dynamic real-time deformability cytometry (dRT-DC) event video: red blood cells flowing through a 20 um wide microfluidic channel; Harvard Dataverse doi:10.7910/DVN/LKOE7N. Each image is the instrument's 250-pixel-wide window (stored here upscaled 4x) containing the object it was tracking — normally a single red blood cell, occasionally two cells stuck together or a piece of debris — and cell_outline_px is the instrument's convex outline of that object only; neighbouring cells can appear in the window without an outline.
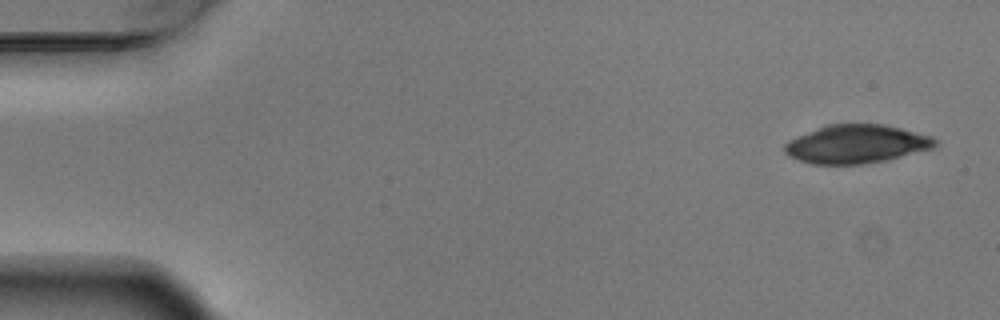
{"species": "Egyptian fruit bat (a non-hibernating species)", "species_latin": "Rousettus aegyptiacus", "temperature_condition": "warm", "stored_images_in_passage": 6, "camera_frame_rate_fps": 3000, "um_per_image_px": 0.085, "animal": {"sex": "male"}, "frame": {"image": 1, "passage_image": 1, "time_ms": 0.0, "image_size_px": [1000, 320], "cell_outline_px": [[940, 144], [936, 148], [884, 160], [860, 164], [812, 164], [788, 156], [784, 152], [784, 144], [788, 140], [796, 136], [828, 124], [880, 124], [900, 128], [932, 136], [940, 140]], "centroid_in_image_um": [72.82, 12.24], "position_along_channel_um": 12.2, "area_um2": 33.81}}